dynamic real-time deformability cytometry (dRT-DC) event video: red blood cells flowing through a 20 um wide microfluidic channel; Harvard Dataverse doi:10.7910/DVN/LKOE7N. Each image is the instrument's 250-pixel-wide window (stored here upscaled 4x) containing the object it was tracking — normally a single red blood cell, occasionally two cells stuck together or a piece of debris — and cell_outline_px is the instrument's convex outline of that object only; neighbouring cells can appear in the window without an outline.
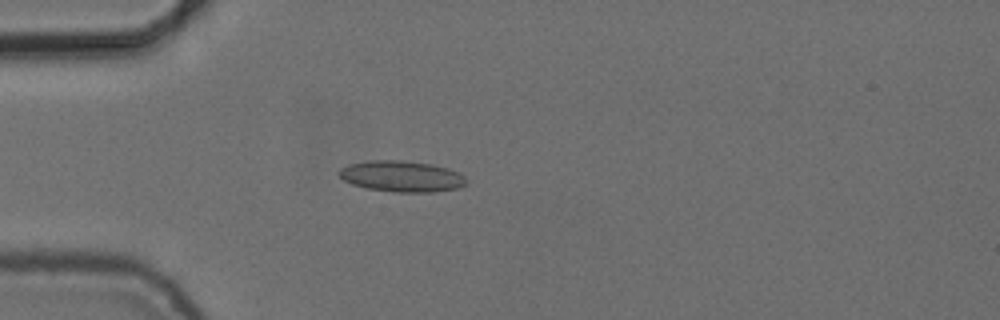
{"species": "common noctule bat (a hibernating species)", "species_latin": "Nyctalus noctula", "temperature_condition": "cold", "stored_images_in_passage": 48, "camera_frame_rate_fps": 3000, "um_per_image_px": 0.085, "animal": {"sex": "female", "body_mass_g": 24.6, "forearm_length_mm": 56.2}, "frame": {"image": 1, "passage_image": 9, "time_ms": 2.667, "image_size_px": [1000, 320], "cell_outline_px": [[468, 184], [456, 188], [432, 192], [396, 192], [368, 188], [352, 184], [344, 180], [336, 172], [340, 168], [348, 164], [368, 160], [400, 160], [432, 164], [448, 168], [460, 172], [468, 180]], "centroid_in_image_um": [34.15, 14.97], "position_along_channel_um": 50.8, "area_um2": 23.18}}
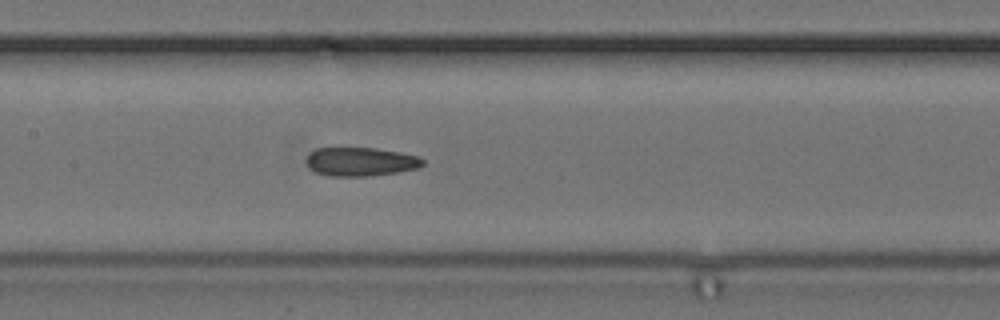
{"frame": {"image": 2, "passage_image": 20, "time_ms": 6.333, "image_size_px": [1000, 320], "cell_outline_px": [[424, 164], [420, 168], [396, 172], [368, 176], [328, 176], [316, 172], [308, 168], [304, 160], [308, 152], [316, 148], [376, 148], [400, 152], [420, 156], [424, 160]], "centroid_in_image_um": [30.62, 13.74], "position_along_channel_um": 176.8, "area_um2": 19.83}}
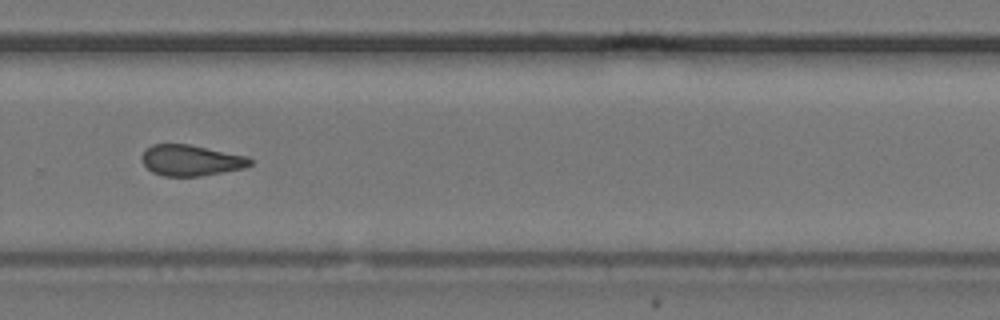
{"frame": {"image": 3, "passage_image": 31, "time_ms": 10.0, "image_size_px": [1000, 320], "cell_outline_px": [[252, 164], [244, 168], [200, 176], [164, 176], [152, 172], [140, 160], [140, 156], [152, 144], [188, 144], [248, 156], [252, 160]], "centroid_in_image_um": [16.23, 13.63], "position_along_channel_um": 313.6, "area_um2": 19.48}, "authors_computed_cell_mechanics": {"area_um2": 19.9699, "velocity_mm_per_s": 3.7573, "shape_relaxation_time_tau1_ms": null, "shape_relaxation_time_tau2_ms": 3.1913, "deformation_change_tau1": null, "deformation_change_tau2": 0.1079}}